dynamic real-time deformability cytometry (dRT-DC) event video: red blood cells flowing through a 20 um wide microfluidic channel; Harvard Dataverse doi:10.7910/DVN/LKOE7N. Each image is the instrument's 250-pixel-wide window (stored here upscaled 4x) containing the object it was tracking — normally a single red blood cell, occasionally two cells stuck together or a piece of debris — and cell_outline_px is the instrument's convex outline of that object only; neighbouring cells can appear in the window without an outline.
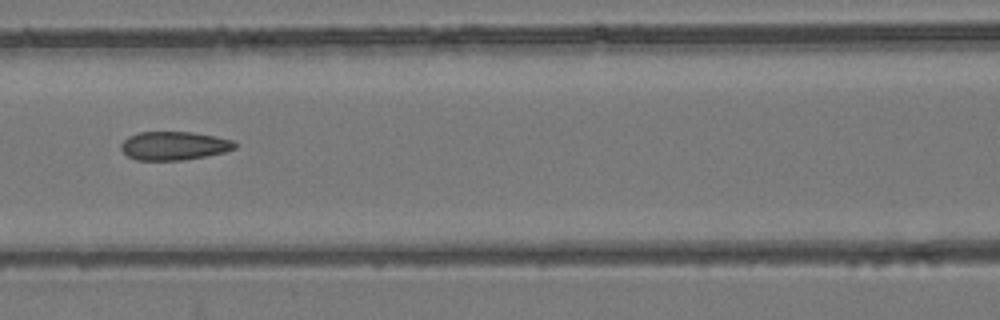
{"species": "common noctule bat (a hibernating species)", "species_latin": "Nyctalus noctula", "temperature_condition": "room temperature", "stored_images_in_passage": 7, "camera_frame_rate_fps": 3000, "um_per_image_px": 0.085, "animal": {"sex": "female", "body_mass_g": 24.6, "forearm_length_mm": 56.2}, "frame": {"image": 1, "passage_image": 7, "time_ms": 7.0, "image_size_px": [1000, 320], "cell_outline_px": [[236, 148], [224, 152], [184, 160], [136, 160], [128, 156], [120, 148], [120, 144], [128, 136], [140, 132], [192, 132], [216, 136], [232, 140], [236, 144]], "centroid_in_image_um": [14.78, 12.38], "position_along_channel_um": 151.8, "area_um2": 18.9}}